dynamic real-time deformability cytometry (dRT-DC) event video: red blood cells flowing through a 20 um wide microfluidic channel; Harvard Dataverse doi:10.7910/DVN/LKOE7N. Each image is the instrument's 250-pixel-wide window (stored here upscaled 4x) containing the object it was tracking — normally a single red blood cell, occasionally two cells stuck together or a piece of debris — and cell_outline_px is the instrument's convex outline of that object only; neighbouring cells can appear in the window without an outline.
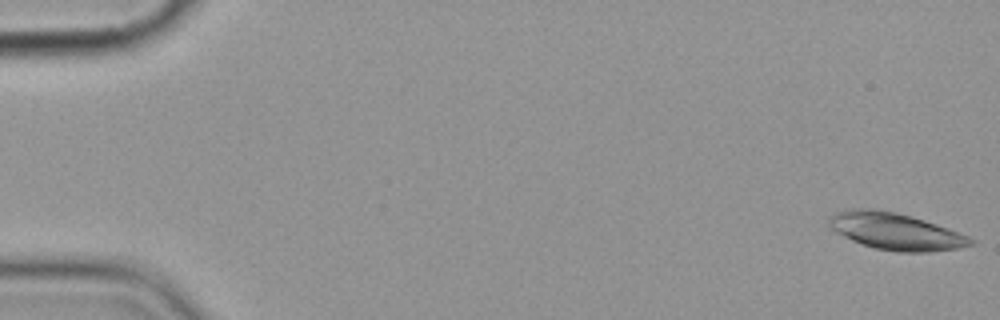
{"species": "common noctule bat (a hibernating species)", "species_latin": "Nyctalus noctula", "temperature_condition": "cold", "stored_images_in_passage": 5, "camera_frame_rate_fps": 3000, "um_per_image_px": 0.085, "animal": {"sex": "female", "body_mass_g": 19.9}, "frame": {"image": 1, "passage_image": 1, "time_ms": 0.0, "image_size_px": [1000, 320], "cell_outline_px": [[976, 244], [960, 248], [928, 252], [896, 252], [872, 248], [860, 244], [828, 228], [828, 216], [836, 212], [852, 208], [872, 208], [896, 212], [912, 216], [948, 228], [968, 236], [976, 240]], "centroid_in_image_um": [76.11, 19.67], "position_along_channel_um": 8.9, "area_um2": 30.87}}